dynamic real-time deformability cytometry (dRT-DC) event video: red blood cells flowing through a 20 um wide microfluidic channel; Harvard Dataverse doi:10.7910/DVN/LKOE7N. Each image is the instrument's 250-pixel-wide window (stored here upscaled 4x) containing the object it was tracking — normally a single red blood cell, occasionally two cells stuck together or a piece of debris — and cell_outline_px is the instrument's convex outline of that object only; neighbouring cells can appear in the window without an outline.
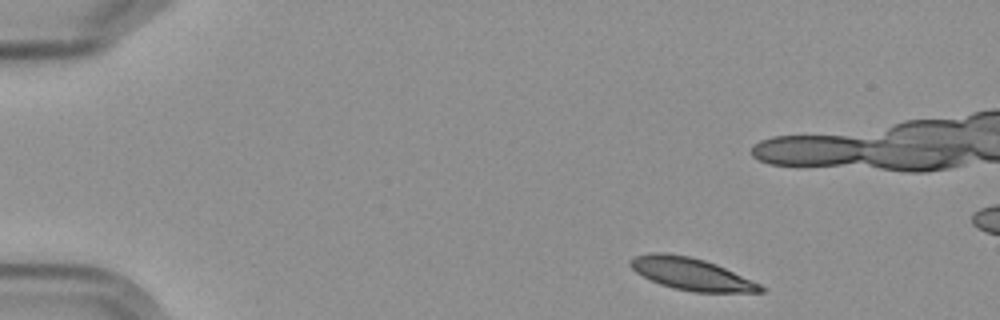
{"species": "Egyptian fruit bat (a non-hibernating species)", "species_latin": "Rousettus aegyptiacus", "temperature_condition": "cold", "stored_images_in_passage": 3, "camera_frame_rate_fps": 3000, "um_per_image_px": 0.085, "frame": {"image": 1, "passage_image": 1, "time_ms": 0.0, "image_size_px": [1000, 320], "cell_outline_px": [[764, 292], [692, 292], [672, 288], [660, 284], [636, 272], [628, 264], [628, 260], [632, 256], [652, 252], [664, 252], [688, 256], [704, 260], [716, 264], [760, 284], [764, 288]], "centroid_in_image_um": [58.7, 23.28], "position_along_channel_um": 26.3, "area_um2": 24.33}}